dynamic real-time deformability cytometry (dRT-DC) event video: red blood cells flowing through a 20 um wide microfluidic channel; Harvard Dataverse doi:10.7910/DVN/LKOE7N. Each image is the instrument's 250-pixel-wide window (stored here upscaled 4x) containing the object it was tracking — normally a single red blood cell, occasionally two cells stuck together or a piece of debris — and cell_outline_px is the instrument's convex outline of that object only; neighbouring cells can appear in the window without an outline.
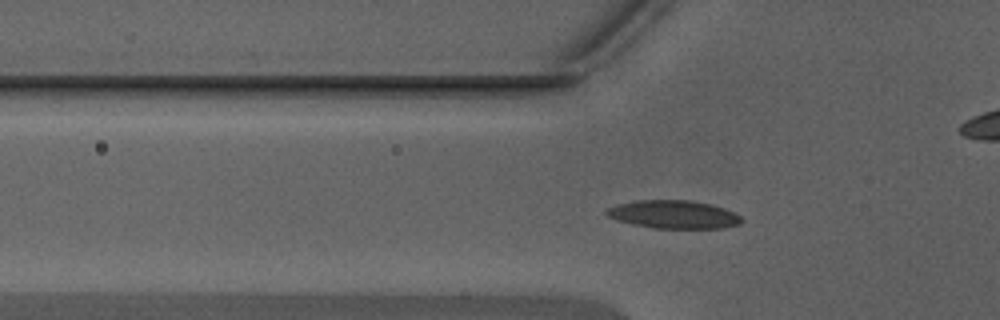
{"species": "Egyptian fruit bat (a non-hibernating species)", "species_latin": "Rousettus aegyptiacus", "temperature_condition": "warm", "stored_images_in_passage": 42, "camera_frame_rate_fps": 3000, "um_per_image_px": 0.085, "animal": {"sex": "male"}, "frame": {"image": 1, "passage_image": 10, "time_ms": 3.0, "image_size_px": [1000, 320], "cell_outline_px": [[744, 220], [740, 224], [724, 228], [652, 228], [632, 224], [616, 220], [608, 216], [604, 212], [608, 208], [616, 204], [636, 200], [692, 200], [712, 204], [724, 208], [740, 216]], "centroid_in_image_um": [57.25, 18.22], "position_along_channel_um": 68.5, "area_um2": 22.31}}
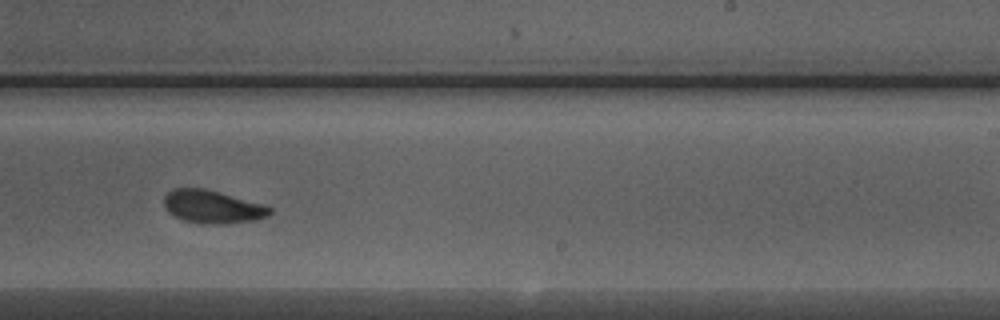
{"frame": {"image": 2, "passage_image": 24, "time_ms": 7.667, "image_size_px": [1000, 320], "cell_outline_px": [[272, 212], [268, 216], [256, 220], [220, 224], [200, 224], [184, 220], [168, 212], [164, 208], [164, 196], [172, 188], [204, 188], [220, 192], [264, 204], [272, 208]], "centroid_in_image_um": [18.06, 17.57], "position_along_channel_um": 270.9, "area_um2": 20.52}}
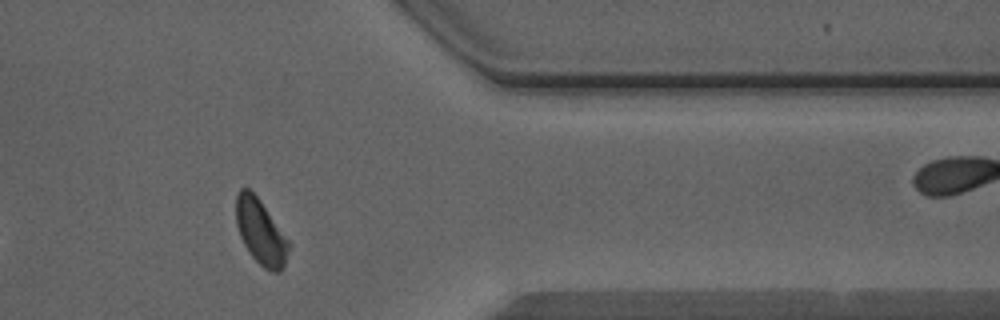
{"frame": {"image": 3, "passage_image": 33, "time_ms": 10.667, "image_size_px": [1000, 320], "cell_outline_px": [[288, 248], [284, 264], [280, 272], [272, 272], [264, 268], [248, 252], [240, 236], [236, 224], [236, 196], [240, 188], [248, 188], [260, 200], [288, 240]], "centroid_in_image_um": [22.12, 19.71], "position_along_channel_um": 389.3, "area_um2": 19.54}}